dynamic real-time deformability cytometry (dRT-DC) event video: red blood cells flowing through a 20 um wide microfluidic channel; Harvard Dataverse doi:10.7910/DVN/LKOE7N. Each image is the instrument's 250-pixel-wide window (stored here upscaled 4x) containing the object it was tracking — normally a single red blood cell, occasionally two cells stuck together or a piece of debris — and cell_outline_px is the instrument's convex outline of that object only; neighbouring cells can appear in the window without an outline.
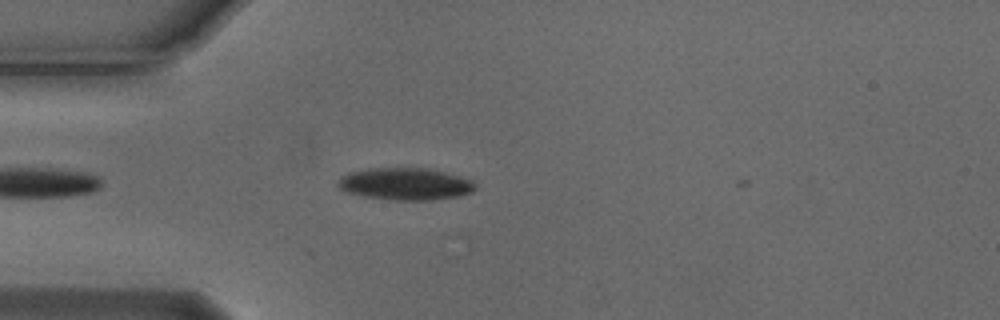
{"species": "Egyptian fruit bat (a non-hibernating species)", "species_latin": "Rousettus aegyptiacus", "temperature_condition": "cold", "stored_images_in_passage": 5, "camera_frame_rate_fps": 3000, "um_per_image_px": 0.085, "animal": {"sex": "male"}, "frame": {"image": 1, "passage_image": 3, "time_ms": 0.667, "image_size_px": [1000, 320], "cell_outline_px": [[476, 188], [472, 192], [460, 196], [432, 200], [388, 200], [364, 196], [344, 192], [336, 184], [348, 172], [368, 168], [428, 168], [460, 176], [476, 184]], "centroid_in_image_um": [34.44, 15.64], "position_along_channel_um": 50.6, "area_um2": 25.78}}